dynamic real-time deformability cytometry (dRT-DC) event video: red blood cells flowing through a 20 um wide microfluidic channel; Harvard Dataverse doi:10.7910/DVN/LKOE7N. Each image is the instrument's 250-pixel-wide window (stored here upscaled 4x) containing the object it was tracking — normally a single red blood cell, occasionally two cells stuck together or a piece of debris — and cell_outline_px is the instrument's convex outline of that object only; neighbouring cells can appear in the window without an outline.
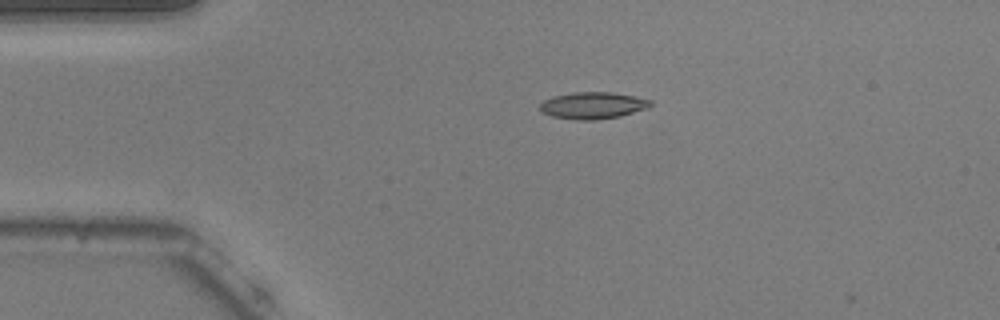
{"species": "common noctule bat (a hibernating species)", "species_latin": "Nyctalus noctula", "temperature_condition": "warm", "stored_images_in_passage": 3, "camera_frame_rate_fps": 3000, "um_per_image_px": 0.085, "animal": {"sex": "male", "body_mass_g": 20.5, "forearm_length_mm": 52.5}, "frame": {"image": 1, "passage_image": 1, "time_ms": 0.0, "image_size_px": [1000, 320], "cell_outline_px": [[652, 104], [648, 108], [620, 116], [592, 120], [576, 120], [552, 116], [540, 112], [540, 104], [544, 100], [552, 96], [572, 92], [612, 92], [636, 96], [652, 100]], "centroid_in_image_um": [50.39, 8.95], "position_along_channel_um": 34.6, "area_um2": 17.4}}